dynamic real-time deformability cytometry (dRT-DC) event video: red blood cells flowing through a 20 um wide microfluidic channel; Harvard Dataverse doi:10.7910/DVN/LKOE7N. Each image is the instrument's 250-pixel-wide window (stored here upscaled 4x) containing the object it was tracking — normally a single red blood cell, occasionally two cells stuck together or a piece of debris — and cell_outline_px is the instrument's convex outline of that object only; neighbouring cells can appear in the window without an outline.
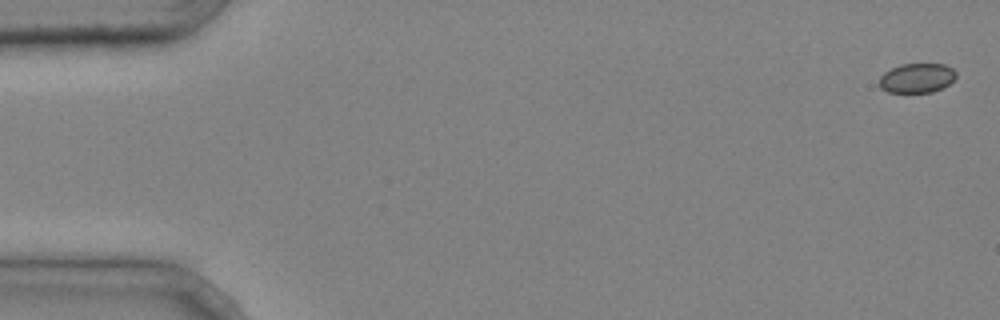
{"species": "common noctule bat (a hibernating species)", "species_latin": "Nyctalus noctula", "temperature_condition": "cold", "stored_images_in_passage": 5, "camera_frame_rate_fps": 3000, "um_per_image_px": 0.085, "animal": {"sex": "male", "body_mass_g": 20.4}, "frame": {"image": 1, "passage_image": 1, "time_ms": 0.0, "image_size_px": [1000, 320], "cell_outline_px": [[956, 76], [948, 84], [932, 92], [888, 92], [880, 88], [880, 76], [884, 72], [900, 64], [944, 64], [952, 68], [956, 72]], "centroid_in_image_um": [77.92, 6.62], "position_along_channel_um": 7.1, "area_um2": 13.06}}